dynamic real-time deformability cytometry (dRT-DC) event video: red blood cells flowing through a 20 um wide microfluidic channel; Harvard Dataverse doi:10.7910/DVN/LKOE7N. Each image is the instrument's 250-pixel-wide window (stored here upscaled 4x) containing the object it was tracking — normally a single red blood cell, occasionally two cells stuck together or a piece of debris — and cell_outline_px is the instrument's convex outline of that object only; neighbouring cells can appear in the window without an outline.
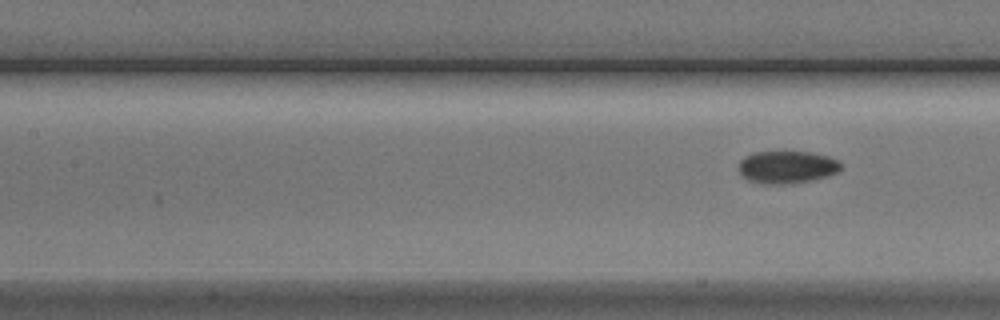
{"species": "Egyptian fruit bat (a non-hibernating species)", "species_latin": "Rousettus aegyptiacus", "temperature_condition": "cold", "stored_images_in_passage": 7, "segment_of_instrument_passage": [2, 2], "camera_frame_rate_fps": 3000, "um_per_image_px": 0.085, "animal": {"sex": "male"}, "frame": {"image": 1, "passage_image": 7, "time_ms": 8.0, "image_size_px": [1000, 320], "cell_outline_px": [[840, 168], [836, 172], [828, 176], [808, 180], [784, 184], [764, 184], [748, 180], [740, 172], [740, 160], [744, 156], [752, 152], [812, 152], [828, 156], [836, 160], [840, 164]], "centroid_in_image_um": [66.86, 14.19], "position_along_channel_um": 140.5, "area_um2": 19.07}}